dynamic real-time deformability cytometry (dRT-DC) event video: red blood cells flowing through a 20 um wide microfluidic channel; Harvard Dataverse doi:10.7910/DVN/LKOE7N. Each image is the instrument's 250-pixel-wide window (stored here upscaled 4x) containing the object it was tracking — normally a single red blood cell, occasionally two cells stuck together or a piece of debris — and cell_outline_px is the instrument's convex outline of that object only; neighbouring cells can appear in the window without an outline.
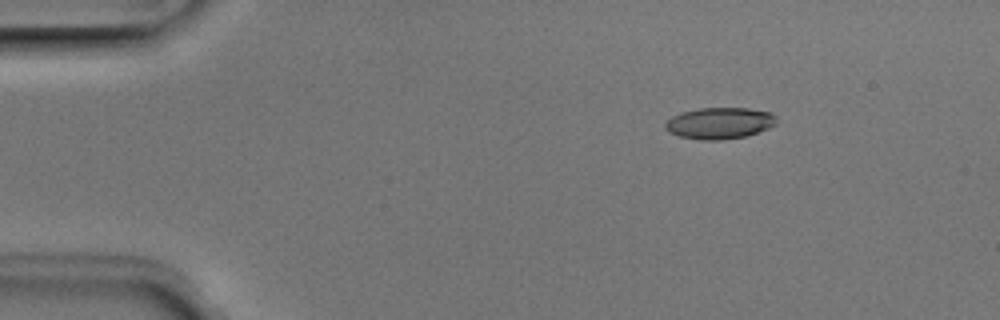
{"species": "Egyptian fruit bat (a non-hibernating species)", "species_latin": "Rousettus aegyptiacus", "temperature_condition": "room temperature", "stored_images_in_passage": 3, "camera_frame_rate_fps": 3000, "um_per_image_px": 0.085, "animal": {"sex": "male"}, "frame": {"image": 1, "passage_image": 2, "time_ms": 0.333, "image_size_px": [1000, 320], "cell_outline_px": [[776, 124], [768, 128], [744, 136], [720, 140], [700, 140], [680, 136], [668, 132], [664, 128], [664, 124], [672, 116], [680, 112], [700, 108], [748, 108], [768, 112], [776, 116]], "centroid_in_image_um": [61.12, 10.46], "position_along_channel_um": 23.9, "area_um2": 20.29}}